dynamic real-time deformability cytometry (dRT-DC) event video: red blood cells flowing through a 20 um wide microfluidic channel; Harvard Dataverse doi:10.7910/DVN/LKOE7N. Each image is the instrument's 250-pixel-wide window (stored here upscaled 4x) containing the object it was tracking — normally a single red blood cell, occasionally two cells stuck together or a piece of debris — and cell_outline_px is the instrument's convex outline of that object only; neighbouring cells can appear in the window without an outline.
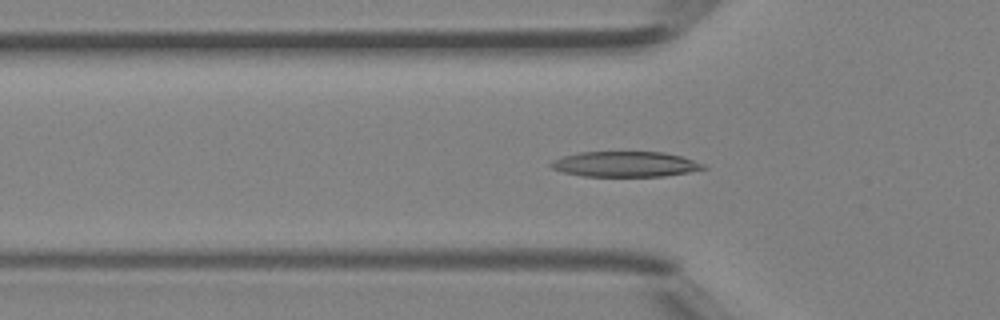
{"species": "Egyptian fruit bat (a non-hibernating species)", "species_latin": "Rousettus aegyptiacus", "temperature_condition": "room temperature", "stored_images_in_passage": 38, "segment_of_instrument_passage": [1, 2], "camera_frame_rate_fps": 3000, "um_per_image_px": 0.085, "animal": {"sex": "female"}, "frame": {"image": 1, "passage_image": 9, "time_ms": 2.667, "image_size_px": [1000, 320], "cell_outline_px": [[708, 168], [688, 172], [664, 176], [584, 176], [564, 172], [552, 168], [548, 164], [552, 160], [564, 156], [580, 152], [664, 152], [680, 156], [704, 164]], "centroid_in_image_um": [53.13, 13.95], "position_along_channel_um": 72.7, "area_um2": 22.37}}
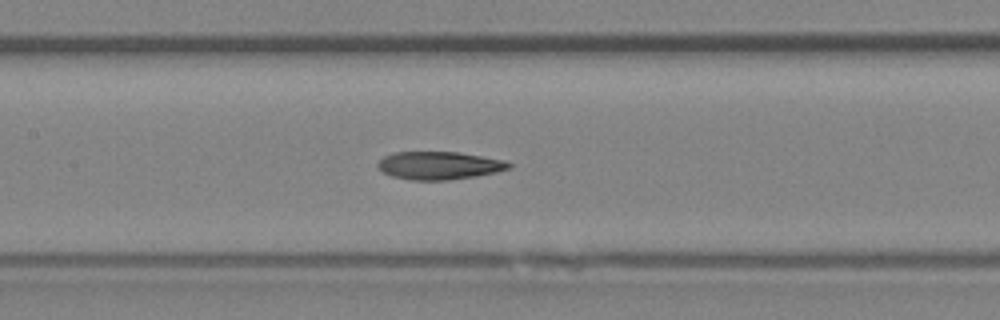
{"frame": {"image": 2, "passage_image": 15, "time_ms": 4.667, "image_size_px": [1000, 320], "cell_outline_px": [[512, 168], [496, 172], [476, 176], [448, 180], [412, 180], [392, 176], [384, 172], [376, 164], [384, 156], [396, 152], [460, 152], [504, 160], [512, 164]], "centroid_in_image_um": [37.36, 14.06], "position_along_channel_um": 170.0, "area_um2": 21.27}}
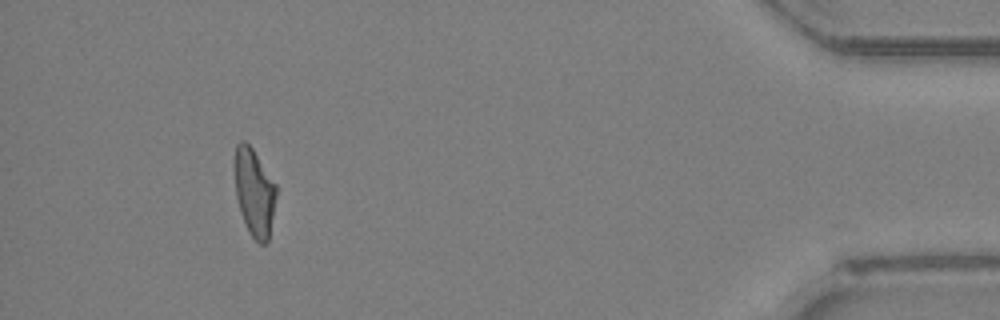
{"frame": {"image": 3, "passage_image": 34, "time_ms": 11.0, "image_size_px": [1000, 320], "cell_outline_px": [[276, 196], [268, 240], [264, 244], [260, 244], [248, 232], [240, 212], [236, 196], [232, 164], [232, 160], [236, 144], [240, 140], [244, 140], [252, 148], [276, 184]], "centroid_in_image_um": [21.56, 16.28], "position_along_channel_um": 413.6, "area_um2": 21.56}}